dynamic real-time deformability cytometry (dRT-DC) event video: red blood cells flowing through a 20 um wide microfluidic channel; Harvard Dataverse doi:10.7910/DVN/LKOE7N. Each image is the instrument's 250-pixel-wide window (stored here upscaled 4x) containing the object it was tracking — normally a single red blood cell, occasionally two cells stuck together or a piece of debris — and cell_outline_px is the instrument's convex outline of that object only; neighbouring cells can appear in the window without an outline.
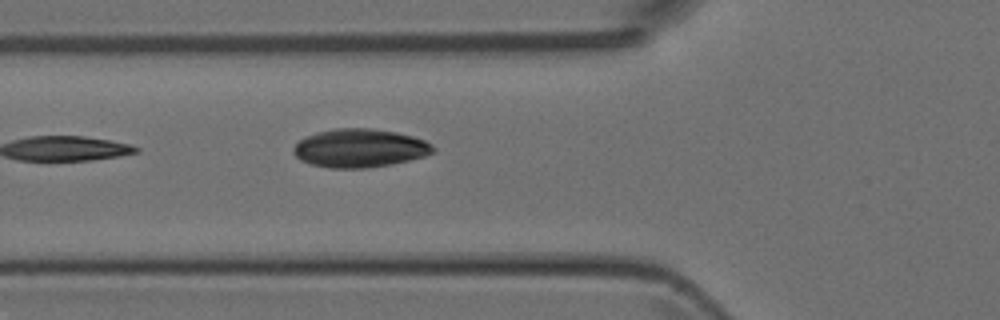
{"species": "Egyptian fruit bat (a non-hibernating species)", "species_latin": "Rousettus aegyptiacus", "temperature_condition": "room temperature", "stored_images_in_passage": 2, "camera_frame_rate_fps": 3000, "um_per_image_px": 0.085, "animal": {"sex": "female"}, "frame": {"image": 1, "passage_image": 2, "time_ms": 1.333, "image_size_px": [1000, 320], "cell_outline_px": [[436, 148], [432, 152], [424, 156], [392, 164], [368, 168], [328, 168], [312, 164], [300, 160], [292, 152], [292, 148], [304, 136], [316, 132], [332, 128], [372, 128], [396, 132], [412, 136], [424, 140], [432, 144]], "centroid_in_image_um": [30.55, 12.58], "position_along_channel_um": 95.3, "area_um2": 31.44}}